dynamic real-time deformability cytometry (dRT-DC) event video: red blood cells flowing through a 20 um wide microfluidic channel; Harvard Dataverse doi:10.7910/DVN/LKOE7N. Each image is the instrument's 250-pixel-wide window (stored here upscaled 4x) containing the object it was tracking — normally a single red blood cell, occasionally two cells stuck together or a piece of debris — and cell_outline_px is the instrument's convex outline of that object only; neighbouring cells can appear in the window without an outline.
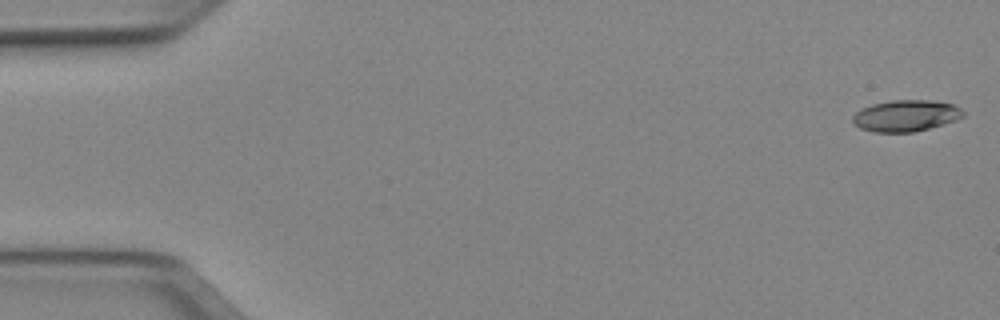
{"species": "Egyptian fruit bat (a non-hibernating species)", "species_latin": "Rousettus aegyptiacus", "temperature_condition": "cold", "stored_images_in_passage": 51, "camera_frame_rate_fps": 3000, "um_per_image_px": 0.085, "animal": {"sex": "female"}, "frame": {"image": 1, "passage_image": 1, "time_ms": 0.0, "image_size_px": [1000, 320], "cell_outline_px": [[964, 116], [956, 120], [944, 124], [912, 132], [876, 132], [860, 128], [852, 120], [852, 116], [860, 108], [872, 104], [892, 100], [928, 100], [956, 104], [964, 112]], "centroid_in_image_um": [77.01, 9.82], "position_along_channel_um": 8.0, "area_um2": 20.23}}
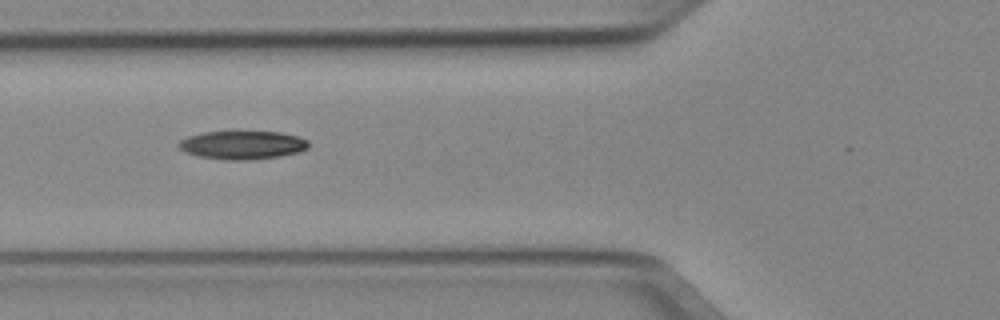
{"frame": {"image": 2, "passage_image": 19, "time_ms": 6.0, "image_size_px": [1000, 320], "cell_outline_px": [[308, 148], [296, 152], [280, 156], [252, 160], [224, 160], [196, 156], [184, 152], [176, 144], [180, 140], [188, 136], [204, 132], [280, 132], [296, 136], [308, 140]], "centroid_in_image_um": [20.56, 12.34], "position_along_channel_um": 105.2, "area_um2": 21.5}}
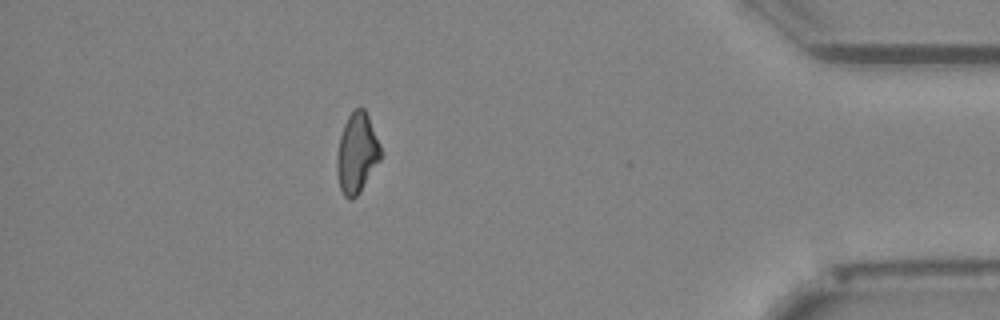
{"frame": {"image": 3, "passage_image": 45, "time_ms": 14.667, "image_size_px": [1000, 320], "cell_outline_px": [[380, 160], [360, 192], [352, 200], [348, 200], [344, 196], [340, 188], [336, 172], [336, 156], [340, 136], [344, 124], [348, 116], [356, 108], [364, 108], [368, 116], [380, 144]], "centroid_in_image_um": [30.31, 13.05], "position_along_channel_um": 404.9, "area_um2": 20.35}, "authors_computed_cell_mechanics": {"area_um2": 20.7502, "velocity_mm_per_s": 3.9855, "shape_relaxation_time_tau1_ms": 6.7244, "shape_relaxation_time_tau2_ms": null, "deformation_change_tau1": 0.1589, "deformation_change_tau2": null}}